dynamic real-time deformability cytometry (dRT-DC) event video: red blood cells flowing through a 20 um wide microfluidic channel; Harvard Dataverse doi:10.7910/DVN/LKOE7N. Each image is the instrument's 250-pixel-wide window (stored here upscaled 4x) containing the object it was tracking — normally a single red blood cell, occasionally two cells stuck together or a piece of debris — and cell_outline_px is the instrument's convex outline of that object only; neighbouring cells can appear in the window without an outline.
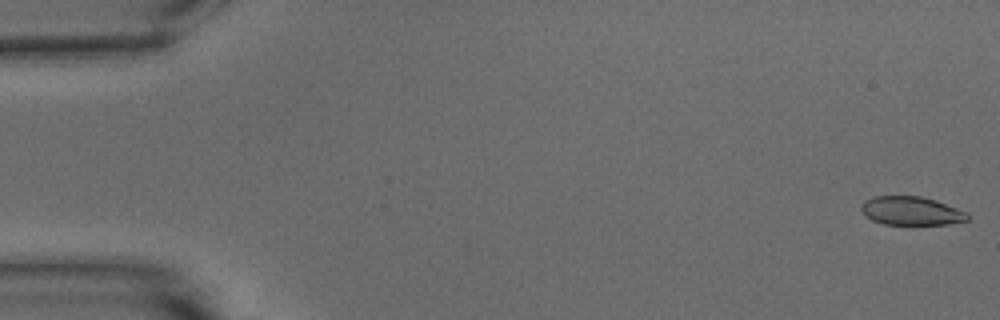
{"species": "common noctule bat (a hibernating species)", "species_latin": "Nyctalus noctula", "temperature_condition": "warm", "stored_images_in_passage": 54, "camera_frame_rate_fps": 3000, "um_per_image_px": 0.085, "animal": {"sex": "male", "body_mass_g": 15.6}, "frame": {"image": 1, "passage_image": 1, "time_ms": 0.0, "image_size_px": [1000, 320], "cell_outline_px": [[968, 220], [948, 224], [884, 224], [872, 220], [860, 208], [864, 200], [872, 196], [920, 196], [936, 200], [968, 212]], "centroid_in_image_um": [77.47, 17.91], "position_along_channel_um": 7.5, "area_um2": 17.63}}
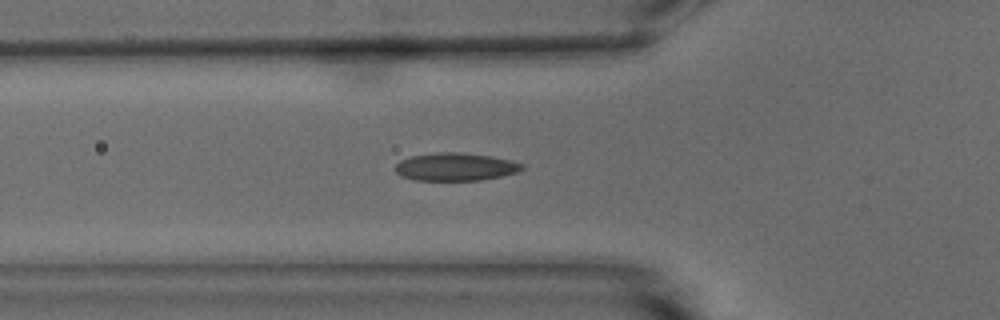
{"frame": {"image": 2, "passage_image": 19, "time_ms": 6.0, "image_size_px": [1000, 320], "cell_outline_px": [[524, 168], [516, 172], [500, 176], [480, 180], [416, 180], [404, 176], [396, 172], [396, 164], [400, 160], [412, 156], [436, 152], [456, 152], [492, 156], [524, 164]], "centroid_in_image_um": [38.71, 14.17], "position_along_channel_um": 87.1, "area_um2": 20.29}}
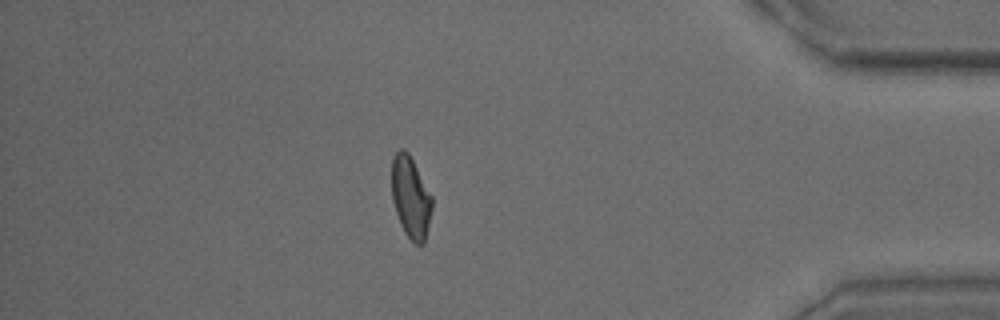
{"frame": {"image": 3, "passage_image": 47, "time_ms": 15.333, "image_size_px": [1000, 320], "cell_outline_px": [[432, 208], [424, 244], [416, 244], [404, 232], [400, 224], [392, 200], [392, 156], [400, 148], [404, 148], [408, 152], [432, 196]], "centroid_in_image_um": [34.9, 16.75], "position_along_channel_um": 400.3, "area_um2": 19.07}, "authors_computed_cell_mechanics": {"area_um2": 19.5653, "velocity_mm_per_s": 3.7509, "shape_relaxation_time_tau1_ms": 7.102, "shape_relaxation_time_tau2_ms": 1.3339, "deformation_change_tau1": 0.202, "deformation_change_tau2": 0.0696}}